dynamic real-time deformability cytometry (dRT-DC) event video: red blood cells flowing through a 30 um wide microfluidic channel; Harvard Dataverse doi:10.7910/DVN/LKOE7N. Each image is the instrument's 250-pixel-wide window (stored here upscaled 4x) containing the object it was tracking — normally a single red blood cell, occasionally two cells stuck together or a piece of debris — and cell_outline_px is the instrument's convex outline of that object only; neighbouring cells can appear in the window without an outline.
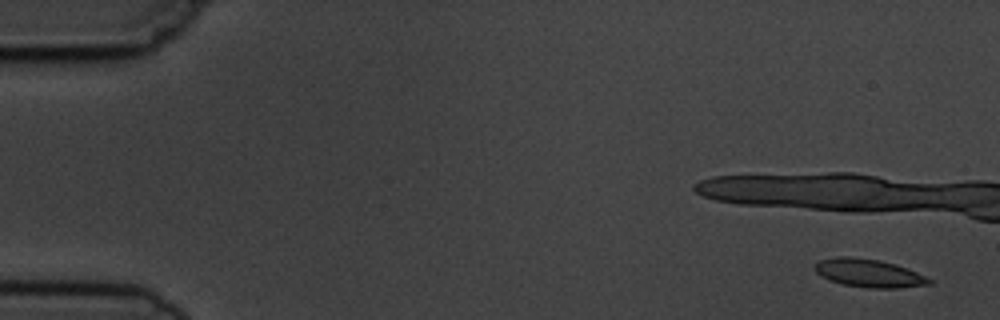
{"species": "common noctule bat (a hibernating species)", "species_latin": "Nyctalus noctula", "temperature_condition": "cold", "stored_images_in_passage": 5, "camera_frame_rate_fps": 3000, "um_per_image_px": 0.085, "animal": {"sex": "male", "body_mass_g": 19.5, "forearm_length_mm": 54.6}, "frame": {"image": 1, "passage_image": 1, "time_ms": 0.0, "image_size_px": [1000, 320], "cell_outline_px": [[932, 284], [896, 288], [868, 288], [844, 284], [828, 280], [820, 276], [812, 268], [812, 264], [820, 260], [840, 256], [848, 256], [880, 260], [896, 264], [916, 272], [932, 280]], "centroid_in_image_um": [73.79, 23.21], "position_along_channel_um": 11.2, "area_um2": 18.84}}